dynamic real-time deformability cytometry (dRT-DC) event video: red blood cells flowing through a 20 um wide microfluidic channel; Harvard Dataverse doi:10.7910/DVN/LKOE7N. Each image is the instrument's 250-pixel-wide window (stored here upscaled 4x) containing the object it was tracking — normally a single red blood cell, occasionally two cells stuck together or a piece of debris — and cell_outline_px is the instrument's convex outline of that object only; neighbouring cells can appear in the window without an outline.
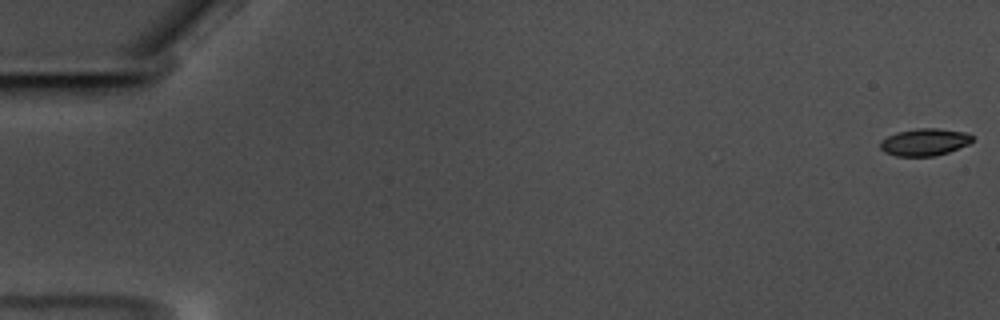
{"species": "common noctule bat (a hibernating species)", "species_latin": "Nyctalus noctula", "temperature_condition": "warm", "stored_images_in_passage": 60, "camera_frame_rate_fps": 3000, "um_per_image_px": 0.085, "animal": {"sex": "male", "body_mass_g": 17.5, "forearm_length_mm": 52.3}, "frame": {"image": 1, "passage_image": 1, "time_ms": 0.0, "image_size_px": [1000, 320], "cell_outline_px": [[972, 140], [968, 144], [948, 152], [936, 156], [896, 156], [884, 152], [880, 148], [880, 140], [896, 132], [916, 128], [936, 128], [964, 132], [972, 136]], "centroid_in_image_um": [78.54, 12.08], "position_along_channel_um": 6.5, "area_um2": 14.57}}
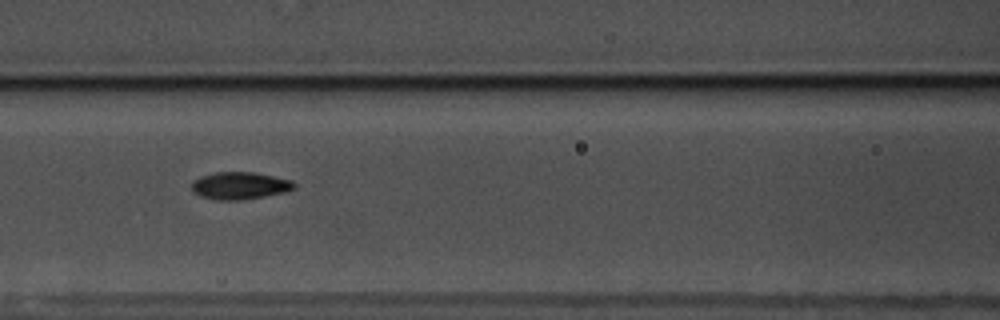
{"frame": {"image": 2, "passage_image": 27, "time_ms": 8.667, "image_size_px": [1000, 320], "cell_outline_px": [[296, 188], [288, 192], [240, 200], [216, 200], [200, 196], [192, 192], [192, 184], [200, 176], [216, 172], [252, 172], [292, 180], [296, 184]], "centroid_in_image_um": [20.41, 15.79], "position_along_channel_um": 146.2, "area_um2": 16.36}}
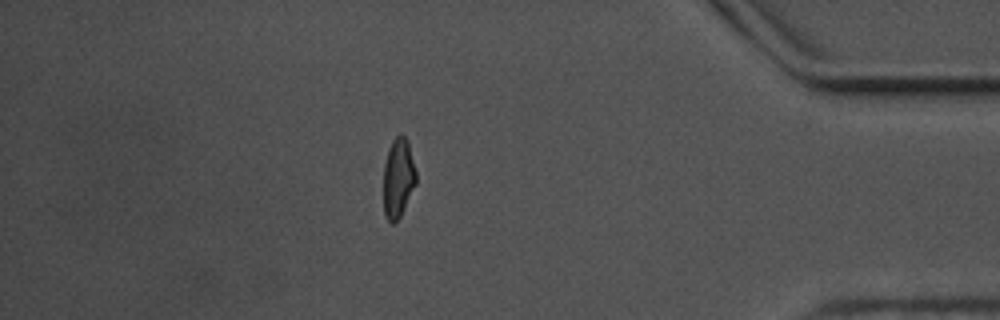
{"frame": {"image": 3, "passage_image": 52, "time_ms": 17.0, "image_size_px": [1000, 320], "cell_outline_px": [[416, 184], [400, 216], [392, 224], [384, 216], [384, 164], [388, 148], [392, 140], [400, 132], [408, 140], [416, 172]], "centroid_in_image_um": [33.84, 15.09], "position_along_channel_um": 401.4, "area_um2": 15.14}, "authors_computed_cell_mechanics": {"area_um2": 15.4904, "velocity_mm_per_s": 3.5136, "shape_relaxation_time_tau1_ms": 5.7687, "shape_relaxation_time_tau2_ms": 1.9728, "deformation_change_tau1": 0.1754, "deformation_change_tau2": 0.0609}}